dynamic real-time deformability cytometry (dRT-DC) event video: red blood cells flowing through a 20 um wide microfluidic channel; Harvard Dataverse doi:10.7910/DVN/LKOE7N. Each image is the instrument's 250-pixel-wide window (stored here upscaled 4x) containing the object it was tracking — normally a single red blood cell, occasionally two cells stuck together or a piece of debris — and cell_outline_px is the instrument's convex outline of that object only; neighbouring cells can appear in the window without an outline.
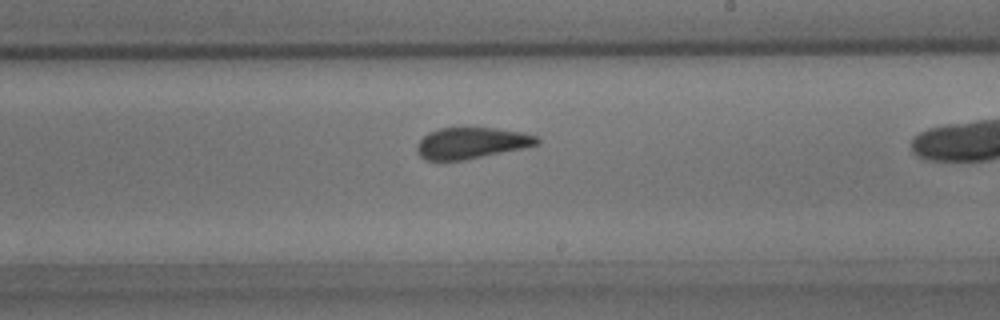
{"species": "common noctule bat (a hibernating species)", "species_latin": "Nyctalus noctula", "temperature_condition": "room temperature", "stored_images_in_passage": 40, "camera_frame_rate_fps": 3000, "um_per_image_px": 0.085, "animal": {"sex": "male", "body_mass_g": 15.6}, "frame": {"image": 1, "passage_image": 29, "time_ms": 9.333, "image_size_px": [1000, 320], "cell_outline_px": [[540, 144], [524, 148], [464, 160], [424, 160], [416, 152], [416, 144], [428, 132], [440, 128], [496, 128], [524, 132], [536, 136], [540, 140]], "centroid_in_image_um": [40.07, 12.16], "position_along_channel_um": 248.9, "area_um2": 21.96}}